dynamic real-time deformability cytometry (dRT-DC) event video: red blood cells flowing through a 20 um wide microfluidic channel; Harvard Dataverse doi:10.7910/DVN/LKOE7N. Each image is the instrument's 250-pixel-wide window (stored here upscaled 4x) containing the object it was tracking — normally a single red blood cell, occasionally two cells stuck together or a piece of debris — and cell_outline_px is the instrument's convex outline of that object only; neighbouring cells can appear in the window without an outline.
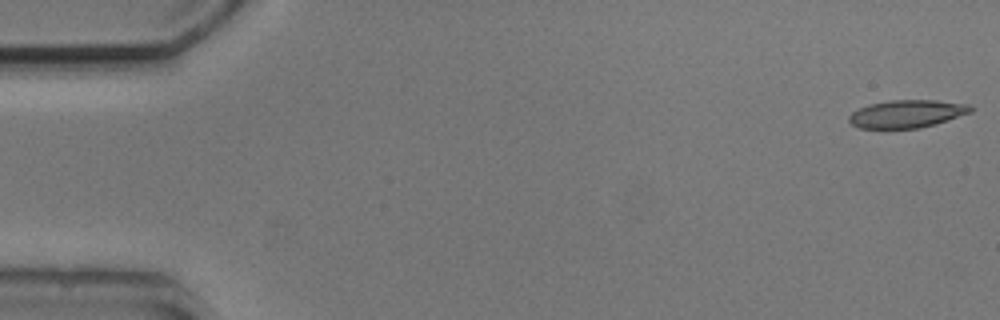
{"species": "common noctule bat (a hibernating species)", "species_latin": "Nyctalus noctula", "temperature_condition": "cold", "stored_images_in_passage": 5, "segment_of_instrument_passage": [1, 2], "camera_frame_rate_fps": 3000, "um_per_image_px": 0.085, "animal": {"sex": "male", "body_mass_g": 20.5, "forearm_length_mm": 52.5}, "frame": {"image": 1, "passage_image": 1, "time_ms": 0.0, "image_size_px": [1000, 320], "cell_outline_px": [[972, 112], [936, 124], [920, 128], [860, 128], [852, 124], [848, 120], [848, 116], [852, 112], [868, 104], [892, 100], [936, 100], [968, 104], [972, 108]], "centroid_in_image_um": [77.09, 9.67], "position_along_channel_um": 7.9, "area_um2": 19.65}}
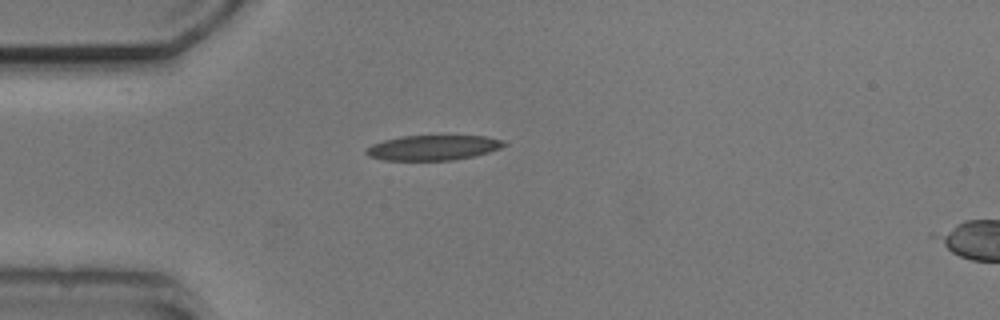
{"frame": {"image": 2, "passage_image": 4, "time_ms": 4.333, "image_size_px": [1000, 320], "cell_outline_px": [[508, 144], [500, 148], [476, 156], [452, 160], [384, 160], [368, 156], [364, 152], [364, 148], [372, 144], [384, 140], [400, 136], [484, 136], [504, 140]], "centroid_in_image_um": [36.79, 12.55], "position_along_channel_um": 48.2, "area_um2": 20.23}}